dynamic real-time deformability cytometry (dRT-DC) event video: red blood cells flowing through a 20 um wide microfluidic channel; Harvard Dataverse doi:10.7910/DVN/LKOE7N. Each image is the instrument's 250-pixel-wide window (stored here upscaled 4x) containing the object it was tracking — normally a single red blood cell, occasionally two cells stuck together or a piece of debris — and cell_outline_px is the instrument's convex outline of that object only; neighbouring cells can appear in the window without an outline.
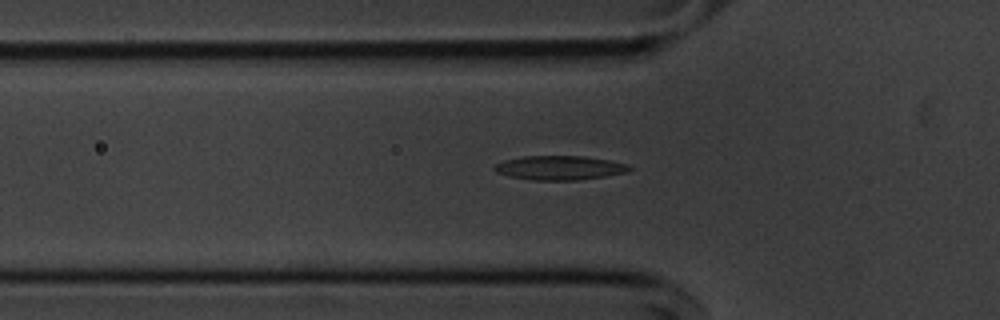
{"species": "common noctule bat (a hibernating species)", "species_latin": "Nyctalus noctula", "temperature_condition": "cold", "stored_images_in_passage": 41, "camera_frame_rate_fps": 3000, "um_per_image_px": 0.085, "animal": {"sex": "male", "body_mass_g": 20.1, "forearm_length_mm": 53.5}, "frame": {"image": 1, "passage_image": 6, "time_ms": 1.667, "image_size_px": [1000, 320], "cell_outline_px": [[632, 168], [628, 172], [580, 180], [536, 180], [508, 176], [496, 172], [492, 168], [496, 164], [504, 160], [524, 156], [584, 156], [608, 160], [628, 164]], "centroid_in_image_um": [47.56, 14.26], "position_along_channel_um": 78.2, "area_um2": 18.96}}
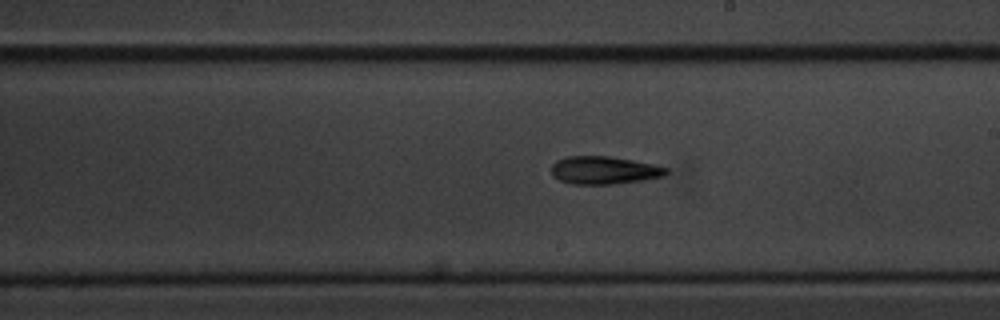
{"frame": {"image": 2, "passage_image": 19, "time_ms": 6.0, "image_size_px": [1000, 320], "cell_outline_px": [[668, 172], [664, 176], [644, 180], [612, 184], [572, 184], [560, 180], [552, 176], [552, 164], [556, 160], [568, 156], [612, 156], [656, 164], [668, 168]], "centroid_in_image_um": [51.37, 14.46], "position_along_channel_um": 237.6, "area_um2": 18.84}}
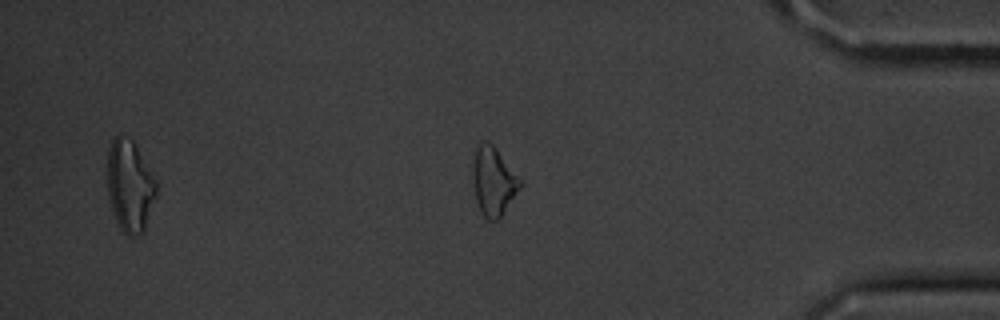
{"frame": {"image": 3, "passage_image": 34, "time_ms": 11.0, "image_size_px": [1000, 320], "cell_outline_px": [[520, 188], [500, 216], [496, 220], [488, 220], [480, 212], [476, 200], [472, 172], [472, 168], [476, 144], [484, 140], [492, 144], [496, 148], [520, 180]], "centroid_in_image_um": [41.89, 15.38], "position_along_channel_um": 393.3, "area_um2": 18.44}, "authors_computed_cell_mechanics": {"area_um2": 18.496, "velocity_mm_per_s": 3.662, "shape_relaxation_time_tau1_ms": 7.4701, "shape_relaxation_time_tau2_ms": null, "deformation_change_tau1": 0.1533, "deformation_change_tau2": null}}